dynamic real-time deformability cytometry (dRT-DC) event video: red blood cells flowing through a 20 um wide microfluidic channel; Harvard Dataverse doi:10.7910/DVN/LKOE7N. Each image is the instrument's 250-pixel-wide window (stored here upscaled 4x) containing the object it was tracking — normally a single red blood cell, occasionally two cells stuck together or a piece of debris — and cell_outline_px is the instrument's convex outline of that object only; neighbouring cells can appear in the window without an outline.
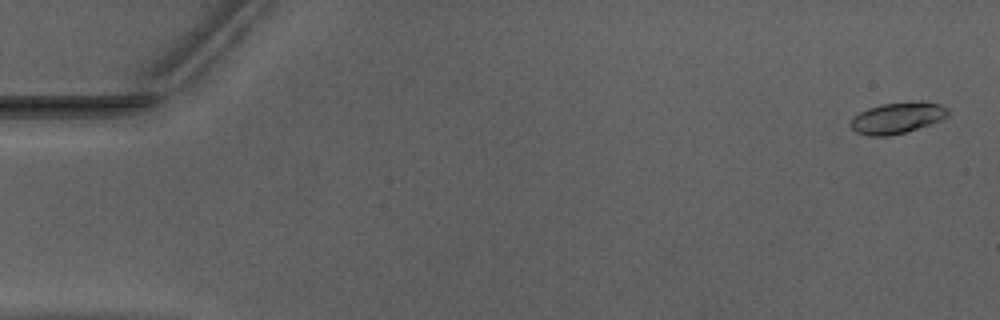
{"species": "Egyptian fruit bat (a non-hibernating species)", "species_latin": "Rousettus aegyptiacus", "temperature_condition": "warm", "stored_images_in_passage": 53, "camera_frame_rate_fps": 3000, "um_per_image_px": 0.085, "animal": {"sex": "male"}, "frame": {"image": 1, "passage_image": 2, "time_ms": 0.333, "image_size_px": [1000, 320], "cell_outline_px": [[948, 116], [940, 120], [904, 132], [888, 136], [868, 136], [856, 132], [848, 124], [860, 112], [868, 108], [880, 104], [912, 100], [924, 100], [940, 104], [948, 108]], "centroid_in_image_um": [76.28, 9.99], "position_along_channel_um": 8.7, "area_um2": 17.8}}
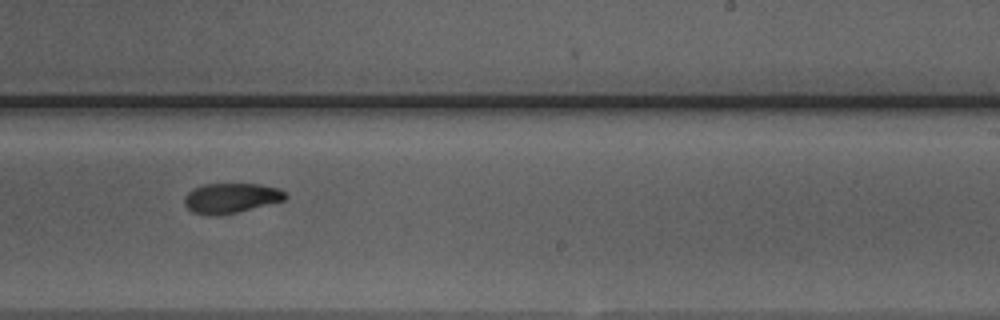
{"frame": {"image": 2, "passage_image": 33, "time_ms": 10.667, "image_size_px": [1000, 320], "cell_outline_px": [[288, 196], [284, 200], [236, 212], [212, 216], [208, 216], [192, 212], [184, 204], [184, 196], [192, 188], [204, 184], [260, 184], [280, 188]], "centroid_in_image_um": [19.6, 16.83], "position_along_channel_um": 269.4, "area_um2": 17.63}}
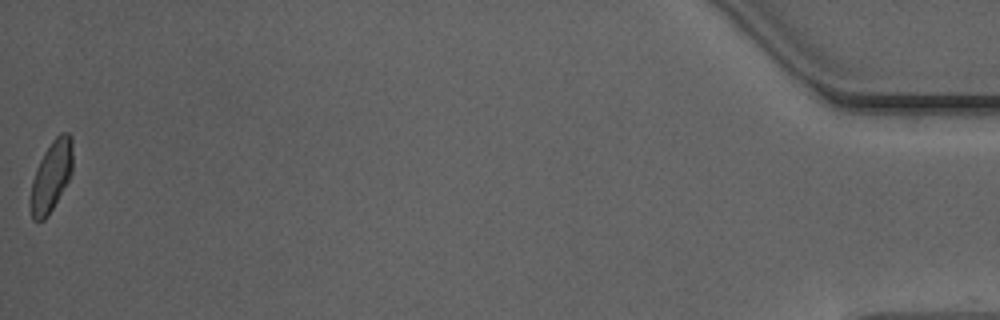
{"frame": {"image": 3, "passage_image": 53, "time_ms": 17.333, "image_size_px": [1000, 320], "cell_outline_px": [[72, 172], [68, 180], [48, 216], [44, 220], [32, 220], [28, 204], [28, 200], [32, 180], [36, 168], [44, 152], [52, 140], [60, 132], [68, 132], [72, 136]], "centroid_in_image_um": [4.32, 14.99], "position_along_channel_um": 430.9, "area_um2": 17.63}, "authors_computed_cell_mechanics": {"area_um2": 17.629, "velocity_mm_per_s": 3.9402, "shape_relaxation_time_tau1_ms": null, "shape_relaxation_time_tau2_ms": 2.8687, "deformation_change_tau1": null, "deformation_change_tau2": 0.0746}}